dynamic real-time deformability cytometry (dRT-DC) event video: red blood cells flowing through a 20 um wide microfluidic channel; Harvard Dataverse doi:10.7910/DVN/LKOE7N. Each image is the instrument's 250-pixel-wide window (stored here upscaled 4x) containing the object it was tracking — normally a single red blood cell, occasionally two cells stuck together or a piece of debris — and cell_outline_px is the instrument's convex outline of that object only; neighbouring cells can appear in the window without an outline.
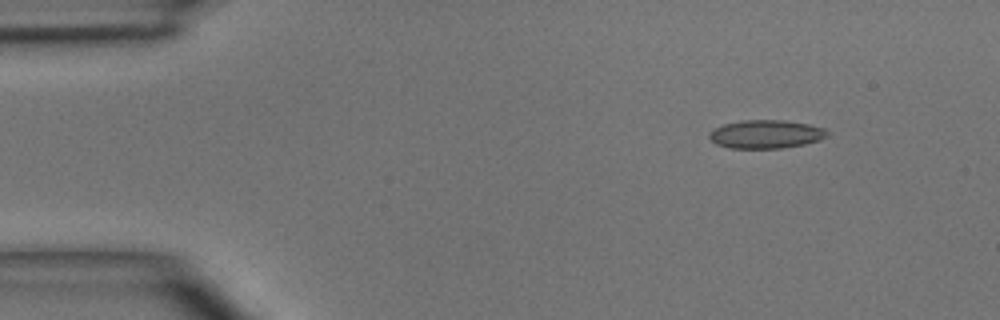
{"species": "common noctule bat (a hibernating species)", "species_latin": "Nyctalus noctula", "temperature_condition": "room temperature", "stored_images_in_passage": 4, "camera_frame_rate_fps": 3000, "um_per_image_px": 0.085, "animal": {"sex": "male", "body_mass_g": 15.6}, "frame": {"image": 1, "passage_image": 1, "time_ms": 0.0, "image_size_px": [1000, 320], "cell_outline_px": [[828, 136], [804, 144], [780, 148], [732, 148], [716, 144], [708, 136], [708, 132], [712, 128], [724, 124], [740, 120], [784, 120], [808, 124], [824, 128], [828, 132]], "centroid_in_image_um": [65.05, 11.39], "position_along_channel_um": 19.9, "area_um2": 19.48}}
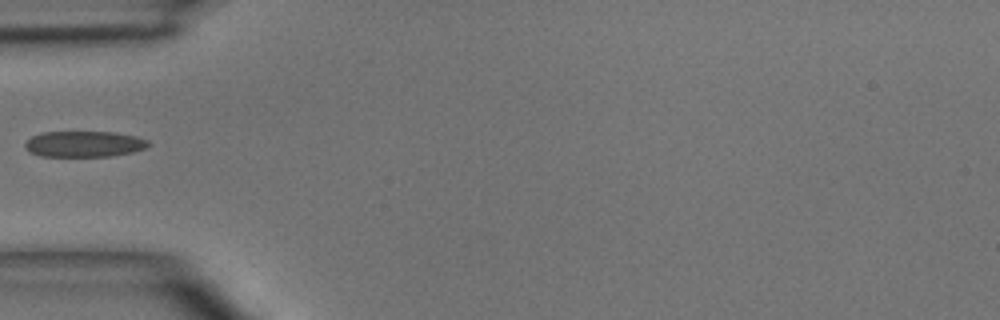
{"frame": {"image": 2, "passage_image": 4, "time_ms": 3.333, "image_size_px": [1000, 320], "cell_outline_px": [[152, 144], [144, 148], [132, 152], [112, 156], [40, 156], [28, 152], [24, 144], [32, 136], [44, 132], [116, 132], [136, 136], [148, 140]], "centroid_in_image_um": [7.17, 12.24], "position_along_channel_um": 77.8, "area_um2": 18.67}}